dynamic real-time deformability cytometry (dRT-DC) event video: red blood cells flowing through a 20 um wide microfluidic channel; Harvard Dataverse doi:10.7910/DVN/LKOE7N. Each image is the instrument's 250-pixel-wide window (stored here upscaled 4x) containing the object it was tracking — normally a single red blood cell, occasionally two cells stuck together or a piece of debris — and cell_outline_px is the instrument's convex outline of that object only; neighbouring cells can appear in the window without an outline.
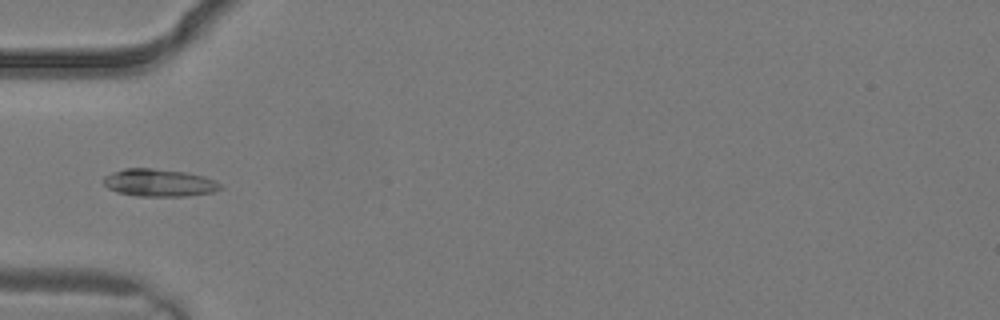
{"species": "common noctule bat (a hibernating species)", "species_latin": "Nyctalus noctula", "temperature_condition": "warm", "stored_images_in_passage": 3, "camera_frame_rate_fps": 3000, "um_per_image_px": 0.085, "animal": {"sex": "male", "body_mass_g": 19.2, "forearm_length_mm": 51.8}, "frame": {"image": 1, "passage_image": 3, "time_ms": 0.667, "image_size_px": [1000, 320], "cell_outline_px": [[224, 188], [212, 192], [188, 196], [136, 196], [116, 192], [108, 188], [104, 184], [104, 176], [112, 172], [124, 168], [152, 168], [184, 172], [204, 176], [220, 184]], "centroid_in_image_um": [13.5, 15.54], "position_along_channel_um": 71.5, "area_um2": 18.73}}